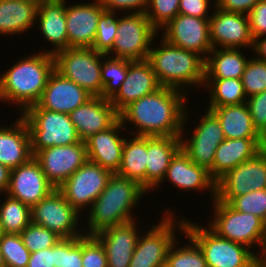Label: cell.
<instances>
[{
	"label": "cell",
	"mask_w": 266,
	"mask_h": 267,
	"mask_svg": "<svg viewBox=\"0 0 266 267\" xmlns=\"http://www.w3.org/2000/svg\"><path fill=\"white\" fill-rule=\"evenodd\" d=\"M203 86L211 95L208 107L239 105L247 101L241 79H205Z\"/></svg>",
	"instance_id": "34"
},
{
	"label": "cell",
	"mask_w": 266,
	"mask_h": 267,
	"mask_svg": "<svg viewBox=\"0 0 266 267\" xmlns=\"http://www.w3.org/2000/svg\"><path fill=\"white\" fill-rule=\"evenodd\" d=\"M183 233L189 239L190 244L177 248L178 244L175 240L167 253L165 267H208L198 244L185 232Z\"/></svg>",
	"instance_id": "37"
},
{
	"label": "cell",
	"mask_w": 266,
	"mask_h": 267,
	"mask_svg": "<svg viewBox=\"0 0 266 267\" xmlns=\"http://www.w3.org/2000/svg\"><path fill=\"white\" fill-rule=\"evenodd\" d=\"M0 267H6L5 261H4V257L0 251Z\"/></svg>",
	"instance_id": "55"
},
{
	"label": "cell",
	"mask_w": 266,
	"mask_h": 267,
	"mask_svg": "<svg viewBox=\"0 0 266 267\" xmlns=\"http://www.w3.org/2000/svg\"><path fill=\"white\" fill-rule=\"evenodd\" d=\"M114 11L104 10L99 17L96 37L92 49L107 54L113 47L117 36L118 17Z\"/></svg>",
	"instance_id": "40"
},
{
	"label": "cell",
	"mask_w": 266,
	"mask_h": 267,
	"mask_svg": "<svg viewBox=\"0 0 266 267\" xmlns=\"http://www.w3.org/2000/svg\"><path fill=\"white\" fill-rule=\"evenodd\" d=\"M105 10L114 11L125 10L130 13H145L148 0H100Z\"/></svg>",
	"instance_id": "48"
},
{
	"label": "cell",
	"mask_w": 266,
	"mask_h": 267,
	"mask_svg": "<svg viewBox=\"0 0 266 267\" xmlns=\"http://www.w3.org/2000/svg\"><path fill=\"white\" fill-rule=\"evenodd\" d=\"M180 0H148L146 16L158 31L179 14Z\"/></svg>",
	"instance_id": "43"
},
{
	"label": "cell",
	"mask_w": 266,
	"mask_h": 267,
	"mask_svg": "<svg viewBox=\"0 0 266 267\" xmlns=\"http://www.w3.org/2000/svg\"><path fill=\"white\" fill-rule=\"evenodd\" d=\"M181 149L180 136L147 137L146 190L164 182L172 158Z\"/></svg>",
	"instance_id": "27"
},
{
	"label": "cell",
	"mask_w": 266,
	"mask_h": 267,
	"mask_svg": "<svg viewBox=\"0 0 266 267\" xmlns=\"http://www.w3.org/2000/svg\"><path fill=\"white\" fill-rule=\"evenodd\" d=\"M186 97L181 90L161 86L125 107L119 119L124 127L134 124V136H181L184 116L189 117Z\"/></svg>",
	"instance_id": "1"
},
{
	"label": "cell",
	"mask_w": 266,
	"mask_h": 267,
	"mask_svg": "<svg viewBox=\"0 0 266 267\" xmlns=\"http://www.w3.org/2000/svg\"><path fill=\"white\" fill-rule=\"evenodd\" d=\"M20 236L30 253L51 248L61 239L56 233L32 222L22 230Z\"/></svg>",
	"instance_id": "42"
},
{
	"label": "cell",
	"mask_w": 266,
	"mask_h": 267,
	"mask_svg": "<svg viewBox=\"0 0 266 267\" xmlns=\"http://www.w3.org/2000/svg\"><path fill=\"white\" fill-rule=\"evenodd\" d=\"M252 124L266 140V90L247 98Z\"/></svg>",
	"instance_id": "46"
},
{
	"label": "cell",
	"mask_w": 266,
	"mask_h": 267,
	"mask_svg": "<svg viewBox=\"0 0 266 267\" xmlns=\"http://www.w3.org/2000/svg\"><path fill=\"white\" fill-rule=\"evenodd\" d=\"M38 4L26 0H0V34H20L36 21Z\"/></svg>",
	"instance_id": "32"
},
{
	"label": "cell",
	"mask_w": 266,
	"mask_h": 267,
	"mask_svg": "<svg viewBox=\"0 0 266 267\" xmlns=\"http://www.w3.org/2000/svg\"><path fill=\"white\" fill-rule=\"evenodd\" d=\"M135 220L106 228L94 235L105 249L108 267H129L140 236Z\"/></svg>",
	"instance_id": "24"
},
{
	"label": "cell",
	"mask_w": 266,
	"mask_h": 267,
	"mask_svg": "<svg viewBox=\"0 0 266 267\" xmlns=\"http://www.w3.org/2000/svg\"><path fill=\"white\" fill-rule=\"evenodd\" d=\"M256 58L266 61V36L257 37L253 40V48Z\"/></svg>",
	"instance_id": "52"
},
{
	"label": "cell",
	"mask_w": 266,
	"mask_h": 267,
	"mask_svg": "<svg viewBox=\"0 0 266 267\" xmlns=\"http://www.w3.org/2000/svg\"><path fill=\"white\" fill-rule=\"evenodd\" d=\"M4 234L3 229H2V225H1V221H0V237Z\"/></svg>",
	"instance_id": "57"
},
{
	"label": "cell",
	"mask_w": 266,
	"mask_h": 267,
	"mask_svg": "<svg viewBox=\"0 0 266 267\" xmlns=\"http://www.w3.org/2000/svg\"><path fill=\"white\" fill-rule=\"evenodd\" d=\"M209 0H180L179 1V14L190 15L201 19H209L208 16ZM210 5V6H209Z\"/></svg>",
	"instance_id": "49"
},
{
	"label": "cell",
	"mask_w": 266,
	"mask_h": 267,
	"mask_svg": "<svg viewBox=\"0 0 266 267\" xmlns=\"http://www.w3.org/2000/svg\"><path fill=\"white\" fill-rule=\"evenodd\" d=\"M184 232L202 250L208 267H254L255 252L247 246L219 237L209 227L185 219Z\"/></svg>",
	"instance_id": "7"
},
{
	"label": "cell",
	"mask_w": 266,
	"mask_h": 267,
	"mask_svg": "<svg viewBox=\"0 0 266 267\" xmlns=\"http://www.w3.org/2000/svg\"><path fill=\"white\" fill-rule=\"evenodd\" d=\"M247 16L253 40L257 37L266 36V4L259 1L247 13Z\"/></svg>",
	"instance_id": "47"
},
{
	"label": "cell",
	"mask_w": 266,
	"mask_h": 267,
	"mask_svg": "<svg viewBox=\"0 0 266 267\" xmlns=\"http://www.w3.org/2000/svg\"><path fill=\"white\" fill-rule=\"evenodd\" d=\"M0 251L6 267H27L31 253L20 234L4 233L0 237Z\"/></svg>",
	"instance_id": "38"
},
{
	"label": "cell",
	"mask_w": 266,
	"mask_h": 267,
	"mask_svg": "<svg viewBox=\"0 0 266 267\" xmlns=\"http://www.w3.org/2000/svg\"><path fill=\"white\" fill-rule=\"evenodd\" d=\"M261 189H266V147L216 182V199L229 203L234 197Z\"/></svg>",
	"instance_id": "12"
},
{
	"label": "cell",
	"mask_w": 266,
	"mask_h": 267,
	"mask_svg": "<svg viewBox=\"0 0 266 267\" xmlns=\"http://www.w3.org/2000/svg\"><path fill=\"white\" fill-rule=\"evenodd\" d=\"M160 87L161 85L147 59L140 61L129 60L127 76L110 101L115 110L120 113L132 102L155 92Z\"/></svg>",
	"instance_id": "21"
},
{
	"label": "cell",
	"mask_w": 266,
	"mask_h": 267,
	"mask_svg": "<svg viewBox=\"0 0 266 267\" xmlns=\"http://www.w3.org/2000/svg\"><path fill=\"white\" fill-rule=\"evenodd\" d=\"M66 1L45 0L38 5L36 22H39L41 34L50 42L52 50L46 52L55 54L68 48L66 29Z\"/></svg>",
	"instance_id": "29"
},
{
	"label": "cell",
	"mask_w": 266,
	"mask_h": 267,
	"mask_svg": "<svg viewBox=\"0 0 266 267\" xmlns=\"http://www.w3.org/2000/svg\"><path fill=\"white\" fill-rule=\"evenodd\" d=\"M254 267H266V251L263 253H256Z\"/></svg>",
	"instance_id": "54"
},
{
	"label": "cell",
	"mask_w": 266,
	"mask_h": 267,
	"mask_svg": "<svg viewBox=\"0 0 266 267\" xmlns=\"http://www.w3.org/2000/svg\"><path fill=\"white\" fill-rule=\"evenodd\" d=\"M241 48H213L205 59V79H241L247 59Z\"/></svg>",
	"instance_id": "31"
},
{
	"label": "cell",
	"mask_w": 266,
	"mask_h": 267,
	"mask_svg": "<svg viewBox=\"0 0 266 267\" xmlns=\"http://www.w3.org/2000/svg\"><path fill=\"white\" fill-rule=\"evenodd\" d=\"M20 116L28 127L32 155L49 147L82 141L69 114L42 109L35 104L20 113Z\"/></svg>",
	"instance_id": "5"
},
{
	"label": "cell",
	"mask_w": 266,
	"mask_h": 267,
	"mask_svg": "<svg viewBox=\"0 0 266 267\" xmlns=\"http://www.w3.org/2000/svg\"><path fill=\"white\" fill-rule=\"evenodd\" d=\"M145 193L147 190L138 181L113 174L89 208L85 235H95L106 228L134 220L132 208Z\"/></svg>",
	"instance_id": "3"
},
{
	"label": "cell",
	"mask_w": 266,
	"mask_h": 267,
	"mask_svg": "<svg viewBox=\"0 0 266 267\" xmlns=\"http://www.w3.org/2000/svg\"><path fill=\"white\" fill-rule=\"evenodd\" d=\"M161 30L165 31L162 35L165 41L196 52L204 59L213 49L210 41L209 19L178 14Z\"/></svg>",
	"instance_id": "16"
},
{
	"label": "cell",
	"mask_w": 266,
	"mask_h": 267,
	"mask_svg": "<svg viewBox=\"0 0 266 267\" xmlns=\"http://www.w3.org/2000/svg\"><path fill=\"white\" fill-rule=\"evenodd\" d=\"M220 121L225 139L263 138L252 124L247 103L209 107Z\"/></svg>",
	"instance_id": "30"
},
{
	"label": "cell",
	"mask_w": 266,
	"mask_h": 267,
	"mask_svg": "<svg viewBox=\"0 0 266 267\" xmlns=\"http://www.w3.org/2000/svg\"><path fill=\"white\" fill-rule=\"evenodd\" d=\"M242 84L247 98L266 90V61L249 59L242 74Z\"/></svg>",
	"instance_id": "41"
},
{
	"label": "cell",
	"mask_w": 266,
	"mask_h": 267,
	"mask_svg": "<svg viewBox=\"0 0 266 267\" xmlns=\"http://www.w3.org/2000/svg\"><path fill=\"white\" fill-rule=\"evenodd\" d=\"M167 211L158 225L154 224L145 235L139 236L129 267H165L169 248L177 240L175 230L179 227L183 234L185 227L184 218L174 222L175 214Z\"/></svg>",
	"instance_id": "9"
},
{
	"label": "cell",
	"mask_w": 266,
	"mask_h": 267,
	"mask_svg": "<svg viewBox=\"0 0 266 267\" xmlns=\"http://www.w3.org/2000/svg\"><path fill=\"white\" fill-rule=\"evenodd\" d=\"M53 189L39 163L32 157L27 163L11 170L6 194L32 208Z\"/></svg>",
	"instance_id": "18"
},
{
	"label": "cell",
	"mask_w": 266,
	"mask_h": 267,
	"mask_svg": "<svg viewBox=\"0 0 266 267\" xmlns=\"http://www.w3.org/2000/svg\"><path fill=\"white\" fill-rule=\"evenodd\" d=\"M32 157L30 134L22 117L12 127L0 126V164L12 170Z\"/></svg>",
	"instance_id": "28"
},
{
	"label": "cell",
	"mask_w": 266,
	"mask_h": 267,
	"mask_svg": "<svg viewBox=\"0 0 266 267\" xmlns=\"http://www.w3.org/2000/svg\"><path fill=\"white\" fill-rule=\"evenodd\" d=\"M259 1L261 0H215L214 4L219 9L247 15Z\"/></svg>",
	"instance_id": "50"
},
{
	"label": "cell",
	"mask_w": 266,
	"mask_h": 267,
	"mask_svg": "<svg viewBox=\"0 0 266 267\" xmlns=\"http://www.w3.org/2000/svg\"><path fill=\"white\" fill-rule=\"evenodd\" d=\"M157 33L145 13L128 12L118 17L117 36L106 55L111 53V57L130 61L146 60Z\"/></svg>",
	"instance_id": "10"
},
{
	"label": "cell",
	"mask_w": 266,
	"mask_h": 267,
	"mask_svg": "<svg viewBox=\"0 0 266 267\" xmlns=\"http://www.w3.org/2000/svg\"><path fill=\"white\" fill-rule=\"evenodd\" d=\"M113 173L87 161L72 174L58 189L67 202L81 213V209L93 204L105 189Z\"/></svg>",
	"instance_id": "14"
},
{
	"label": "cell",
	"mask_w": 266,
	"mask_h": 267,
	"mask_svg": "<svg viewBox=\"0 0 266 267\" xmlns=\"http://www.w3.org/2000/svg\"><path fill=\"white\" fill-rule=\"evenodd\" d=\"M82 267H108L106 252L94 235L82 236Z\"/></svg>",
	"instance_id": "45"
},
{
	"label": "cell",
	"mask_w": 266,
	"mask_h": 267,
	"mask_svg": "<svg viewBox=\"0 0 266 267\" xmlns=\"http://www.w3.org/2000/svg\"><path fill=\"white\" fill-rule=\"evenodd\" d=\"M214 9L209 18L212 48H253L248 16L219 9L216 5Z\"/></svg>",
	"instance_id": "17"
},
{
	"label": "cell",
	"mask_w": 266,
	"mask_h": 267,
	"mask_svg": "<svg viewBox=\"0 0 266 267\" xmlns=\"http://www.w3.org/2000/svg\"><path fill=\"white\" fill-rule=\"evenodd\" d=\"M128 66L129 60L126 59L108 55L103 58L101 65L102 98L110 100L118 92L127 76Z\"/></svg>",
	"instance_id": "36"
},
{
	"label": "cell",
	"mask_w": 266,
	"mask_h": 267,
	"mask_svg": "<svg viewBox=\"0 0 266 267\" xmlns=\"http://www.w3.org/2000/svg\"><path fill=\"white\" fill-rule=\"evenodd\" d=\"M229 204L237 211L253 214L266 222V189L234 197Z\"/></svg>",
	"instance_id": "44"
},
{
	"label": "cell",
	"mask_w": 266,
	"mask_h": 267,
	"mask_svg": "<svg viewBox=\"0 0 266 267\" xmlns=\"http://www.w3.org/2000/svg\"><path fill=\"white\" fill-rule=\"evenodd\" d=\"M11 170L3 164H0V194L7 193L10 183Z\"/></svg>",
	"instance_id": "53"
},
{
	"label": "cell",
	"mask_w": 266,
	"mask_h": 267,
	"mask_svg": "<svg viewBox=\"0 0 266 267\" xmlns=\"http://www.w3.org/2000/svg\"><path fill=\"white\" fill-rule=\"evenodd\" d=\"M92 97L85 89L54 69L37 104L42 109L69 114Z\"/></svg>",
	"instance_id": "20"
},
{
	"label": "cell",
	"mask_w": 266,
	"mask_h": 267,
	"mask_svg": "<svg viewBox=\"0 0 266 267\" xmlns=\"http://www.w3.org/2000/svg\"><path fill=\"white\" fill-rule=\"evenodd\" d=\"M264 147V138L225 139L217 148L212 166V179L217 182L228 171L253 158Z\"/></svg>",
	"instance_id": "26"
},
{
	"label": "cell",
	"mask_w": 266,
	"mask_h": 267,
	"mask_svg": "<svg viewBox=\"0 0 266 267\" xmlns=\"http://www.w3.org/2000/svg\"><path fill=\"white\" fill-rule=\"evenodd\" d=\"M166 179L184 191L209 189L211 197L216 198V182L210 177L209 171L195 164L182 149L172 158L164 177Z\"/></svg>",
	"instance_id": "25"
},
{
	"label": "cell",
	"mask_w": 266,
	"mask_h": 267,
	"mask_svg": "<svg viewBox=\"0 0 266 267\" xmlns=\"http://www.w3.org/2000/svg\"><path fill=\"white\" fill-rule=\"evenodd\" d=\"M184 116L181 138V149L189 156V158L197 165L204 167L209 171L212 178V166L215 152L218 146L225 140L220 121L217 116L207 110L196 125L193 135L189 140H184V125L186 121Z\"/></svg>",
	"instance_id": "13"
},
{
	"label": "cell",
	"mask_w": 266,
	"mask_h": 267,
	"mask_svg": "<svg viewBox=\"0 0 266 267\" xmlns=\"http://www.w3.org/2000/svg\"><path fill=\"white\" fill-rule=\"evenodd\" d=\"M33 157L54 188H59L88 161L84 141L66 146L49 147L38 151Z\"/></svg>",
	"instance_id": "15"
},
{
	"label": "cell",
	"mask_w": 266,
	"mask_h": 267,
	"mask_svg": "<svg viewBox=\"0 0 266 267\" xmlns=\"http://www.w3.org/2000/svg\"><path fill=\"white\" fill-rule=\"evenodd\" d=\"M214 218L208 227L219 237L247 246L259 244L266 251V222L253 214L235 210L229 203L213 201ZM257 243V244H256Z\"/></svg>",
	"instance_id": "6"
},
{
	"label": "cell",
	"mask_w": 266,
	"mask_h": 267,
	"mask_svg": "<svg viewBox=\"0 0 266 267\" xmlns=\"http://www.w3.org/2000/svg\"><path fill=\"white\" fill-rule=\"evenodd\" d=\"M121 128L124 127L118 119L110 128L89 136L84 140L88 161L104 169L117 173L122 160L125 138H121ZM120 133V134H118Z\"/></svg>",
	"instance_id": "23"
},
{
	"label": "cell",
	"mask_w": 266,
	"mask_h": 267,
	"mask_svg": "<svg viewBox=\"0 0 266 267\" xmlns=\"http://www.w3.org/2000/svg\"><path fill=\"white\" fill-rule=\"evenodd\" d=\"M147 137L133 136L124 141L121 165L116 174L138 181L146 189Z\"/></svg>",
	"instance_id": "33"
},
{
	"label": "cell",
	"mask_w": 266,
	"mask_h": 267,
	"mask_svg": "<svg viewBox=\"0 0 266 267\" xmlns=\"http://www.w3.org/2000/svg\"><path fill=\"white\" fill-rule=\"evenodd\" d=\"M26 1H31V2H35L36 4H41L43 1L45 0H26Z\"/></svg>",
	"instance_id": "56"
},
{
	"label": "cell",
	"mask_w": 266,
	"mask_h": 267,
	"mask_svg": "<svg viewBox=\"0 0 266 267\" xmlns=\"http://www.w3.org/2000/svg\"><path fill=\"white\" fill-rule=\"evenodd\" d=\"M54 267H82V236L61 238L54 245Z\"/></svg>",
	"instance_id": "39"
},
{
	"label": "cell",
	"mask_w": 266,
	"mask_h": 267,
	"mask_svg": "<svg viewBox=\"0 0 266 267\" xmlns=\"http://www.w3.org/2000/svg\"><path fill=\"white\" fill-rule=\"evenodd\" d=\"M0 221L4 233L20 234L31 223V208L6 194L0 204Z\"/></svg>",
	"instance_id": "35"
},
{
	"label": "cell",
	"mask_w": 266,
	"mask_h": 267,
	"mask_svg": "<svg viewBox=\"0 0 266 267\" xmlns=\"http://www.w3.org/2000/svg\"><path fill=\"white\" fill-rule=\"evenodd\" d=\"M54 55L55 70L92 96H101V65L106 54L92 48L69 47Z\"/></svg>",
	"instance_id": "8"
},
{
	"label": "cell",
	"mask_w": 266,
	"mask_h": 267,
	"mask_svg": "<svg viewBox=\"0 0 266 267\" xmlns=\"http://www.w3.org/2000/svg\"><path fill=\"white\" fill-rule=\"evenodd\" d=\"M105 8L100 0L94 3L66 4V29L69 47L92 48L99 17Z\"/></svg>",
	"instance_id": "19"
},
{
	"label": "cell",
	"mask_w": 266,
	"mask_h": 267,
	"mask_svg": "<svg viewBox=\"0 0 266 267\" xmlns=\"http://www.w3.org/2000/svg\"><path fill=\"white\" fill-rule=\"evenodd\" d=\"M79 214L63 193L55 188L31 208V222L49 229L61 238L80 237L85 233L77 229Z\"/></svg>",
	"instance_id": "11"
},
{
	"label": "cell",
	"mask_w": 266,
	"mask_h": 267,
	"mask_svg": "<svg viewBox=\"0 0 266 267\" xmlns=\"http://www.w3.org/2000/svg\"><path fill=\"white\" fill-rule=\"evenodd\" d=\"M159 44V47H150L147 60L161 86L184 91L185 85H204L205 59L202 56L174 46L163 38Z\"/></svg>",
	"instance_id": "4"
},
{
	"label": "cell",
	"mask_w": 266,
	"mask_h": 267,
	"mask_svg": "<svg viewBox=\"0 0 266 267\" xmlns=\"http://www.w3.org/2000/svg\"><path fill=\"white\" fill-rule=\"evenodd\" d=\"M69 116L82 141L110 128L119 119V113L111 101L101 96H93L69 113Z\"/></svg>",
	"instance_id": "22"
},
{
	"label": "cell",
	"mask_w": 266,
	"mask_h": 267,
	"mask_svg": "<svg viewBox=\"0 0 266 267\" xmlns=\"http://www.w3.org/2000/svg\"><path fill=\"white\" fill-rule=\"evenodd\" d=\"M54 246L30 255L27 267H54Z\"/></svg>",
	"instance_id": "51"
},
{
	"label": "cell",
	"mask_w": 266,
	"mask_h": 267,
	"mask_svg": "<svg viewBox=\"0 0 266 267\" xmlns=\"http://www.w3.org/2000/svg\"><path fill=\"white\" fill-rule=\"evenodd\" d=\"M54 69V55L45 50L24 59L22 57L1 74L0 101L17 104L23 113L39 102Z\"/></svg>",
	"instance_id": "2"
}]
</instances>
